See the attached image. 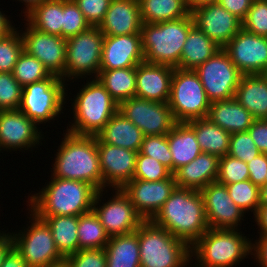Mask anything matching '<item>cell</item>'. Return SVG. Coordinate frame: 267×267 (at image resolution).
Wrapping results in <instances>:
<instances>
[{"instance_id":"63","label":"cell","mask_w":267,"mask_h":267,"mask_svg":"<svg viewBox=\"0 0 267 267\" xmlns=\"http://www.w3.org/2000/svg\"><path fill=\"white\" fill-rule=\"evenodd\" d=\"M262 75H263V76L265 77V79L267 80V71H265Z\"/></svg>"},{"instance_id":"55","label":"cell","mask_w":267,"mask_h":267,"mask_svg":"<svg viewBox=\"0 0 267 267\" xmlns=\"http://www.w3.org/2000/svg\"><path fill=\"white\" fill-rule=\"evenodd\" d=\"M5 232L6 231L1 232L0 230V267L2 266L7 253L14 247L11 235L9 232Z\"/></svg>"},{"instance_id":"19","label":"cell","mask_w":267,"mask_h":267,"mask_svg":"<svg viewBox=\"0 0 267 267\" xmlns=\"http://www.w3.org/2000/svg\"><path fill=\"white\" fill-rule=\"evenodd\" d=\"M200 193L209 228L240 229L237 227L244 220L245 212L233 202L226 185L217 181L211 182Z\"/></svg>"},{"instance_id":"10","label":"cell","mask_w":267,"mask_h":267,"mask_svg":"<svg viewBox=\"0 0 267 267\" xmlns=\"http://www.w3.org/2000/svg\"><path fill=\"white\" fill-rule=\"evenodd\" d=\"M104 37L98 26H90L87 30L66 39V66L61 77L64 81L85 78L87 75L97 78L100 73Z\"/></svg>"},{"instance_id":"17","label":"cell","mask_w":267,"mask_h":267,"mask_svg":"<svg viewBox=\"0 0 267 267\" xmlns=\"http://www.w3.org/2000/svg\"><path fill=\"white\" fill-rule=\"evenodd\" d=\"M191 16L194 25L221 48L242 29V21L218 2L192 9Z\"/></svg>"},{"instance_id":"50","label":"cell","mask_w":267,"mask_h":267,"mask_svg":"<svg viewBox=\"0 0 267 267\" xmlns=\"http://www.w3.org/2000/svg\"><path fill=\"white\" fill-rule=\"evenodd\" d=\"M249 180L258 187L265 185L267 172V154L260 153L247 163Z\"/></svg>"},{"instance_id":"1","label":"cell","mask_w":267,"mask_h":267,"mask_svg":"<svg viewBox=\"0 0 267 267\" xmlns=\"http://www.w3.org/2000/svg\"><path fill=\"white\" fill-rule=\"evenodd\" d=\"M150 221L189 247L209 229L200 191L179 187Z\"/></svg>"},{"instance_id":"34","label":"cell","mask_w":267,"mask_h":267,"mask_svg":"<svg viewBox=\"0 0 267 267\" xmlns=\"http://www.w3.org/2000/svg\"><path fill=\"white\" fill-rule=\"evenodd\" d=\"M97 79L118 104L135 97L136 67L101 70Z\"/></svg>"},{"instance_id":"51","label":"cell","mask_w":267,"mask_h":267,"mask_svg":"<svg viewBox=\"0 0 267 267\" xmlns=\"http://www.w3.org/2000/svg\"><path fill=\"white\" fill-rule=\"evenodd\" d=\"M258 150L267 154V119H255L247 130Z\"/></svg>"},{"instance_id":"14","label":"cell","mask_w":267,"mask_h":267,"mask_svg":"<svg viewBox=\"0 0 267 267\" xmlns=\"http://www.w3.org/2000/svg\"><path fill=\"white\" fill-rule=\"evenodd\" d=\"M118 111L137 126L144 136L165 135L177 123L168 103L137 97L124 100Z\"/></svg>"},{"instance_id":"8","label":"cell","mask_w":267,"mask_h":267,"mask_svg":"<svg viewBox=\"0 0 267 267\" xmlns=\"http://www.w3.org/2000/svg\"><path fill=\"white\" fill-rule=\"evenodd\" d=\"M65 87V81L53 74L44 80L28 84L22 88L19 110L37 126L49 123L63 111L67 95Z\"/></svg>"},{"instance_id":"4","label":"cell","mask_w":267,"mask_h":267,"mask_svg":"<svg viewBox=\"0 0 267 267\" xmlns=\"http://www.w3.org/2000/svg\"><path fill=\"white\" fill-rule=\"evenodd\" d=\"M193 26L191 14L173 21L143 23L140 33L144 62L178 68L184 43Z\"/></svg>"},{"instance_id":"61","label":"cell","mask_w":267,"mask_h":267,"mask_svg":"<svg viewBox=\"0 0 267 267\" xmlns=\"http://www.w3.org/2000/svg\"><path fill=\"white\" fill-rule=\"evenodd\" d=\"M260 205H267V184L260 187Z\"/></svg>"},{"instance_id":"54","label":"cell","mask_w":267,"mask_h":267,"mask_svg":"<svg viewBox=\"0 0 267 267\" xmlns=\"http://www.w3.org/2000/svg\"><path fill=\"white\" fill-rule=\"evenodd\" d=\"M1 267H28L21 254L13 247L6 255Z\"/></svg>"},{"instance_id":"16","label":"cell","mask_w":267,"mask_h":267,"mask_svg":"<svg viewBox=\"0 0 267 267\" xmlns=\"http://www.w3.org/2000/svg\"><path fill=\"white\" fill-rule=\"evenodd\" d=\"M224 49L243 75L263 74L267 71V37L242 28Z\"/></svg>"},{"instance_id":"29","label":"cell","mask_w":267,"mask_h":267,"mask_svg":"<svg viewBox=\"0 0 267 267\" xmlns=\"http://www.w3.org/2000/svg\"><path fill=\"white\" fill-rule=\"evenodd\" d=\"M167 140L172 155V173L202 153L194 129L187 122H177L167 133Z\"/></svg>"},{"instance_id":"47","label":"cell","mask_w":267,"mask_h":267,"mask_svg":"<svg viewBox=\"0 0 267 267\" xmlns=\"http://www.w3.org/2000/svg\"><path fill=\"white\" fill-rule=\"evenodd\" d=\"M260 153L247 131L231 134L228 155L248 163Z\"/></svg>"},{"instance_id":"64","label":"cell","mask_w":267,"mask_h":267,"mask_svg":"<svg viewBox=\"0 0 267 267\" xmlns=\"http://www.w3.org/2000/svg\"><path fill=\"white\" fill-rule=\"evenodd\" d=\"M265 184H267V172H266V176H265Z\"/></svg>"},{"instance_id":"42","label":"cell","mask_w":267,"mask_h":267,"mask_svg":"<svg viewBox=\"0 0 267 267\" xmlns=\"http://www.w3.org/2000/svg\"><path fill=\"white\" fill-rule=\"evenodd\" d=\"M172 175L173 173L159 161L142 154L140 151L138 152L133 179L161 181L170 178Z\"/></svg>"},{"instance_id":"49","label":"cell","mask_w":267,"mask_h":267,"mask_svg":"<svg viewBox=\"0 0 267 267\" xmlns=\"http://www.w3.org/2000/svg\"><path fill=\"white\" fill-rule=\"evenodd\" d=\"M90 26H99L112 0H73Z\"/></svg>"},{"instance_id":"7","label":"cell","mask_w":267,"mask_h":267,"mask_svg":"<svg viewBox=\"0 0 267 267\" xmlns=\"http://www.w3.org/2000/svg\"><path fill=\"white\" fill-rule=\"evenodd\" d=\"M136 233L141 267H185L192 263L190 247L166 229L144 221Z\"/></svg>"},{"instance_id":"35","label":"cell","mask_w":267,"mask_h":267,"mask_svg":"<svg viewBox=\"0 0 267 267\" xmlns=\"http://www.w3.org/2000/svg\"><path fill=\"white\" fill-rule=\"evenodd\" d=\"M24 20L40 32L62 37L63 0H46L28 13Z\"/></svg>"},{"instance_id":"53","label":"cell","mask_w":267,"mask_h":267,"mask_svg":"<svg viewBox=\"0 0 267 267\" xmlns=\"http://www.w3.org/2000/svg\"><path fill=\"white\" fill-rule=\"evenodd\" d=\"M251 255L261 267H267V235H259L258 240L252 243Z\"/></svg>"},{"instance_id":"56","label":"cell","mask_w":267,"mask_h":267,"mask_svg":"<svg viewBox=\"0 0 267 267\" xmlns=\"http://www.w3.org/2000/svg\"><path fill=\"white\" fill-rule=\"evenodd\" d=\"M257 224L258 233L260 235H267V205H260L257 214L254 216Z\"/></svg>"},{"instance_id":"21","label":"cell","mask_w":267,"mask_h":267,"mask_svg":"<svg viewBox=\"0 0 267 267\" xmlns=\"http://www.w3.org/2000/svg\"><path fill=\"white\" fill-rule=\"evenodd\" d=\"M18 110H0V151L28 150L39 145L40 127ZM41 135V136H40ZM12 149V150H11Z\"/></svg>"},{"instance_id":"2","label":"cell","mask_w":267,"mask_h":267,"mask_svg":"<svg viewBox=\"0 0 267 267\" xmlns=\"http://www.w3.org/2000/svg\"><path fill=\"white\" fill-rule=\"evenodd\" d=\"M39 193L28 196L36 216H80L92 211L97 190L87 182L51 177Z\"/></svg>"},{"instance_id":"57","label":"cell","mask_w":267,"mask_h":267,"mask_svg":"<svg viewBox=\"0 0 267 267\" xmlns=\"http://www.w3.org/2000/svg\"><path fill=\"white\" fill-rule=\"evenodd\" d=\"M106 267H141L140 260L106 259Z\"/></svg>"},{"instance_id":"36","label":"cell","mask_w":267,"mask_h":267,"mask_svg":"<svg viewBox=\"0 0 267 267\" xmlns=\"http://www.w3.org/2000/svg\"><path fill=\"white\" fill-rule=\"evenodd\" d=\"M77 231L79 250L105 248L110 238L93 210L78 216Z\"/></svg>"},{"instance_id":"33","label":"cell","mask_w":267,"mask_h":267,"mask_svg":"<svg viewBox=\"0 0 267 267\" xmlns=\"http://www.w3.org/2000/svg\"><path fill=\"white\" fill-rule=\"evenodd\" d=\"M143 23H160L189 16L184 0H138Z\"/></svg>"},{"instance_id":"12","label":"cell","mask_w":267,"mask_h":267,"mask_svg":"<svg viewBox=\"0 0 267 267\" xmlns=\"http://www.w3.org/2000/svg\"><path fill=\"white\" fill-rule=\"evenodd\" d=\"M194 71L198 74L210 102L234 98L243 75L224 48Z\"/></svg>"},{"instance_id":"23","label":"cell","mask_w":267,"mask_h":267,"mask_svg":"<svg viewBox=\"0 0 267 267\" xmlns=\"http://www.w3.org/2000/svg\"><path fill=\"white\" fill-rule=\"evenodd\" d=\"M174 67L143 62L136 67L135 97L168 103Z\"/></svg>"},{"instance_id":"40","label":"cell","mask_w":267,"mask_h":267,"mask_svg":"<svg viewBox=\"0 0 267 267\" xmlns=\"http://www.w3.org/2000/svg\"><path fill=\"white\" fill-rule=\"evenodd\" d=\"M20 32L15 27L0 39V72L12 73L19 55L23 52Z\"/></svg>"},{"instance_id":"11","label":"cell","mask_w":267,"mask_h":267,"mask_svg":"<svg viewBox=\"0 0 267 267\" xmlns=\"http://www.w3.org/2000/svg\"><path fill=\"white\" fill-rule=\"evenodd\" d=\"M31 224L17 233H9L15 249L28 267H47L64 261L56 248L52 231L47 223L29 210Z\"/></svg>"},{"instance_id":"58","label":"cell","mask_w":267,"mask_h":267,"mask_svg":"<svg viewBox=\"0 0 267 267\" xmlns=\"http://www.w3.org/2000/svg\"><path fill=\"white\" fill-rule=\"evenodd\" d=\"M11 22L4 12L0 11V39L15 28Z\"/></svg>"},{"instance_id":"41","label":"cell","mask_w":267,"mask_h":267,"mask_svg":"<svg viewBox=\"0 0 267 267\" xmlns=\"http://www.w3.org/2000/svg\"><path fill=\"white\" fill-rule=\"evenodd\" d=\"M249 180L247 163L226 154L219 158L217 182L228 185Z\"/></svg>"},{"instance_id":"43","label":"cell","mask_w":267,"mask_h":267,"mask_svg":"<svg viewBox=\"0 0 267 267\" xmlns=\"http://www.w3.org/2000/svg\"><path fill=\"white\" fill-rule=\"evenodd\" d=\"M90 27L73 0H63L62 37L69 38Z\"/></svg>"},{"instance_id":"3","label":"cell","mask_w":267,"mask_h":267,"mask_svg":"<svg viewBox=\"0 0 267 267\" xmlns=\"http://www.w3.org/2000/svg\"><path fill=\"white\" fill-rule=\"evenodd\" d=\"M65 133L55 154L51 177L84 181L97 191L102 190L97 137Z\"/></svg>"},{"instance_id":"26","label":"cell","mask_w":267,"mask_h":267,"mask_svg":"<svg viewBox=\"0 0 267 267\" xmlns=\"http://www.w3.org/2000/svg\"><path fill=\"white\" fill-rule=\"evenodd\" d=\"M96 137L103 143L139 152L144 134L117 111Z\"/></svg>"},{"instance_id":"15","label":"cell","mask_w":267,"mask_h":267,"mask_svg":"<svg viewBox=\"0 0 267 267\" xmlns=\"http://www.w3.org/2000/svg\"><path fill=\"white\" fill-rule=\"evenodd\" d=\"M24 26L26 30L20 33L23 50L43 63L50 74L61 78L66 66V38L40 32L28 22Z\"/></svg>"},{"instance_id":"30","label":"cell","mask_w":267,"mask_h":267,"mask_svg":"<svg viewBox=\"0 0 267 267\" xmlns=\"http://www.w3.org/2000/svg\"><path fill=\"white\" fill-rule=\"evenodd\" d=\"M220 49L221 47L194 25L184 43L178 68L195 70Z\"/></svg>"},{"instance_id":"27","label":"cell","mask_w":267,"mask_h":267,"mask_svg":"<svg viewBox=\"0 0 267 267\" xmlns=\"http://www.w3.org/2000/svg\"><path fill=\"white\" fill-rule=\"evenodd\" d=\"M206 118L231 134L246 132L255 120L235 98L211 102Z\"/></svg>"},{"instance_id":"32","label":"cell","mask_w":267,"mask_h":267,"mask_svg":"<svg viewBox=\"0 0 267 267\" xmlns=\"http://www.w3.org/2000/svg\"><path fill=\"white\" fill-rule=\"evenodd\" d=\"M50 227L59 253L65 258L79 250L78 216H37Z\"/></svg>"},{"instance_id":"45","label":"cell","mask_w":267,"mask_h":267,"mask_svg":"<svg viewBox=\"0 0 267 267\" xmlns=\"http://www.w3.org/2000/svg\"><path fill=\"white\" fill-rule=\"evenodd\" d=\"M22 88L12 73L0 72V110H18Z\"/></svg>"},{"instance_id":"18","label":"cell","mask_w":267,"mask_h":267,"mask_svg":"<svg viewBox=\"0 0 267 267\" xmlns=\"http://www.w3.org/2000/svg\"><path fill=\"white\" fill-rule=\"evenodd\" d=\"M174 175L161 181L132 179L121 189L130 198L136 212L150 221L176 188Z\"/></svg>"},{"instance_id":"31","label":"cell","mask_w":267,"mask_h":267,"mask_svg":"<svg viewBox=\"0 0 267 267\" xmlns=\"http://www.w3.org/2000/svg\"><path fill=\"white\" fill-rule=\"evenodd\" d=\"M193 129L203 153L220 157L229 152L231 133H228L208 118L195 119L187 122Z\"/></svg>"},{"instance_id":"62","label":"cell","mask_w":267,"mask_h":267,"mask_svg":"<svg viewBox=\"0 0 267 267\" xmlns=\"http://www.w3.org/2000/svg\"><path fill=\"white\" fill-rule=\"evenodd\" d=\"M47 267H68V265L66 264L65 261H62L60 263H57V264H54V265H50V266H47Z\"/></svg>"},{"instance_id":"6","label":"cell","mask_w":267,"mask_h":267,"mask_svg":"<svg viewBox=\"0 0 267 267\" xmlns=\"http://www.w3.org/2000/svg\"><path fill=\"white\" fill-rule=\"evenodd\" d=\"M91 80L89 78L90 82L80 89L70 108L74 123L67 126V132L74 135L96 136L119 109V104L100 81Z\"/></svg>"},{"instance_id":"39","label":"cell","mask_w":267,"mask_h":267,"mask_svg":"<svg viewBox=\"0 0 267 267\" xmlns=\"http://www.w3.org/2000/svg\"><path fill=\"white\" fill-rule=\"evenodd\" d=\"M228 193L233 202L246 211L253 212L255 216L260 206V187L254 185L250 180L226 185Z\"/></svg>"},{"instance_id":"13","label":"cell","mask_w":267,"mask_h":267,"mask_svg":"<svg viewBox=\"0 0 267 267\" xmlns=\"http://www.w3.org/2000/svg\"><path fill=\"white\" fill-rule=\"evenodd\" d=\"M115 193L106 203L101 205L105 190L97 191L92 210L97 215L109 236L128 234L136 231L144 222L136 212L130 198L120 188L112 189ZM100 203V204H99ZM99 205V206H98Z\"/></svg>"},{"instance_id":"46","label":"cell","mask_w":267,"mask_h":267,"mask_svg":"<svg viewBox=\"0 0 267 267\" xmlns=\"http://www.w3.org/2000/svg\"><path fill=\"white\" fill-rule=\"evenodd\" d=\"M242 28L250 33L267 37V0H253L242 21Z\"/></svg>"},{"instance_id":"20","label":"cell","mask_w":267,"mask_h":267,"mask_svg":"<svg viewBox=\"0 0 267 267\" xmlns=\"http://www.w3.org/2000/svg\"><path fill=\"white\" fill-rule=\"evenodd\" d=\"M102 190L122 188L133 179L138 152L101 142L97 138Z\"/></svg>"},{"instance_id":"9","label":"cell","mask_w":267,"mask_h":267,"mask_svg":"<svg viewBox=\"0 0 267 267\" xmlns=\"http://www.w3.org/2000/svg\"><path fill=\"white\" fill-rule=\"evenodd\" d=\"M211 102L194 70L174 68L169 108L177 122L206 118Z\"/></svg>"},{"instance_id":"59","label":"cell","mask_w":267,"mask_h":267,"mask_svg":"<svg viewBox=\"0 0 267 267\" xmlns=\"http://www.w3.org/2000/svg\"><path fill=\"white\" fill-rule=\"evenodd\" d=\"M17 1L24 3L26 9H25V12L23 11V13L25 14L23 16L25 17L36 6H39L40 4H42L43 2H45L46 0H17Z\"/></svg>"},{"instance_id":"37","label":"cell","mask_w":267,"mask_h":267,"mask_svg":"<svg viewBox=\"0 0 267 267\" xmlns=\"http://www.w3.org/2000/svg\"><path fill=\"white\" fill-rule=\"evenodd\" d=\"M12 74L22 87L44 80L51 75L43 63L37 58L28 55L24 50L19 55Z\"/></svg>"},{"instance_id":"38","label":"cell","mask_w":267,"mask_h":267,"mask_svg":"<svg viewBox=\"0 0 267 267\" xmlns=\"http://www.w3.org/2000/svg\"><path fill=\"white\" fill-rule=\"evenodd\" d=\"M106 259L140 260L139 240L136 231L110 236L105 246Z\"/></svg>"},{"instance_id":"25","label":"cell","mask_w":267,"mask_h":267,"mask_svg":"<svg viewBox=\"0 0 267 267\" xmlns=\"http://www.w3.org/2000/svg\"><path fill=\"white\" fill-rule=\"evenodd\" d=\"M219 157L201 153L189 164L177 169L173 175L179 188L202 190L218 176Z\"/></svg>"},{"instance_id":"44","label":"cell","mask_w":267,"mask_h":267,"mask_svg":"<svg viewBox=\"0 0 267 267\" xmlns=\"http://www.w3.org/2000/svg\"><path fill=\"white\" fill-rule=\"evenodd\" d=\"M140 152L153 157L172 172V155L168 145L167 134L144 136Z\"/></svg>"},{"instance_id":"22","label":"cell","mask_w":267,"mask_h":267,"mask_svg":"<svg viewBox=\"0 0 267 267\" xmlns=\"http://www.w3.org/2000/svg\"><path fill=\"white\" fill-rule=\"evenodd\" d=\"M143 62L141 33L104 37L100 71L137 67Z\"/></svg>"},{"instance_id":"52","label":"cell","mask_w":267,"mask_h":267,"mask_svg":"<svg viewBox=\"0 0 267 267\" xmlns=\"http://www.w3.org/2000/svg\"><path fill=\"white\" fill-rule=\"evenodd\" d=\"M224 9L243 21L253 3V0H218Z\"/></svg>"},{"instance_id":"48","label":"cell","mask_w":267,"mask_h":267,"mask_svg":"<svg viewBox=\"0 0 267 267\" xmlns=\"http://www.w3.org/2000/svg\"><path fill=\"white\" fill-rule=\"evenodd\" d=\"M68 267H106L105 248L78 250L65 257Z\"/></svg>"},{"instance_id":"28","label":"cell","mask_w":267,"mask_h":267,"mask_svg":"<svg viewBox=\"0 0 267 267\" xmlns=\"http://www.w3.org/2000/svg\"><path fill=\"white\" fill-rule=\"evenodd\" d=\"M234 98L254 119H267V80L262 74L242 75Z\"/></svg>"},{"instance_id":"24","label":"cell","mask_w":267,"mask_h":267,"mask_svg":"<svg viewBox=\"0 0 267 267\" xmlns=\"http://www.w3.org/2000/svg\"><path fill=\"white\" fill-rule=\"evenodd\" d=\"M142 24L138 0H112L98 27L104 36H121L140 33Z\"/></svg>"},{"instance_id":"5","label":"cell","mask_w":267,"mask_h":267,"mask_svg":"<svg viewBox=\"0 0 267 267\" xmlns=\"http://www.w3.org/2000/svg\"><path fill=\"white\" fill-rule=\"evenodd\" d=\"M239 231L209 228L190 247L195 267H233L251 255L252 242Z\"/></svg>"},{"instance_id":"60","label":"cell","mask_w":267,"mask_h":267,"mask_svg":"<svg viewBox=\"0 0 267 267\" xmlns=\"http://www.w3.org/2000/svg\"><path fill=\"white\" fill-rule=\"evenodd\" d=\"M186 6L192 10L200 5L207 4V3H214L217 2L218 0H184Z\"/></svg>"}]
</instances>
